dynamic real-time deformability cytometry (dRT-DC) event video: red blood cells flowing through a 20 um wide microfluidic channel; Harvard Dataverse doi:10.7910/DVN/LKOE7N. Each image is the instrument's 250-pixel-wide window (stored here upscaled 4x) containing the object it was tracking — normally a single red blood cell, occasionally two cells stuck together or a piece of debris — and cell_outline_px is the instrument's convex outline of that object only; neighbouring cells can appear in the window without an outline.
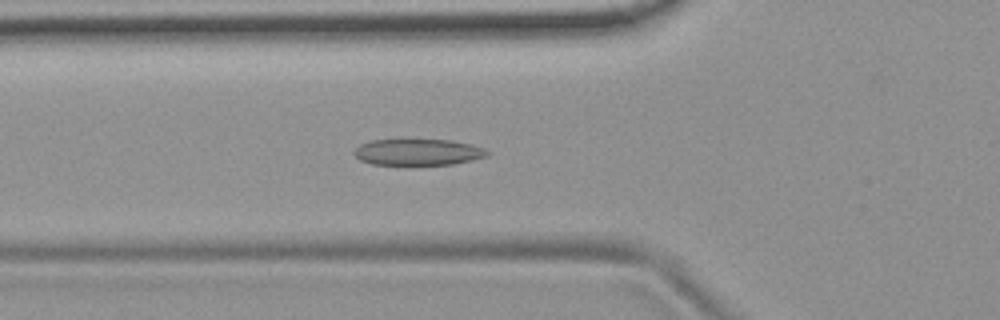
{"species": "common noctule bat (a hibernating species)", "species_latin": "Nyctalus noctula", "temperature_condition": "room temperature", "stored_images_in_passage": 34, "camera_frame_rate_fps": 3000, "um_per_image_px": 0.085, "animal": {"sex": "female", "body_mass_g": 19.9}, "frame": {"image": 1, "passage_image": 4, "time_ms": 1.0, "image_size_px": [1000, 320], "cell_outline_px": [[492, 152], [488, 156], [472, 160], [452, 164], [372, 164], [360, 160], [352, 152], [360, 144], [372, 140], [404, 136], [448, 140], [472, 144], [484, 148]], "centroid_in_image_um": [35.52, 12.87], "position_along_channel_um": 90.3, "area_um2": 21.39}}
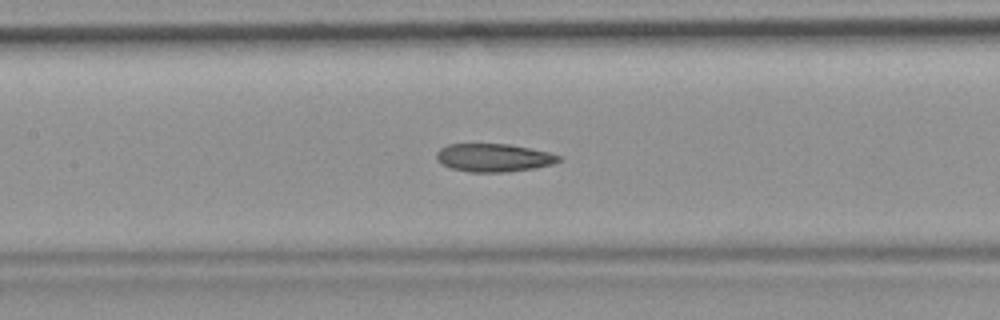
{"frame": {"image": 2, "passage_image": 10, "time_ms": 3.0, "image_size_px": [1000, 320], "cell_outline_px": [[560, 160], [552, 164], [536, 168], [504, 172], [468, 172], [452, 168], [436, 160], [436, 152], [440, 148], [448, 144], [508, 144], [532, 148], [548, 152], [560, 156]], "centroid_in_image_um": [41.95, 13.4], "position_along_channel_um": 165.4, "area_um2": 20.0}}
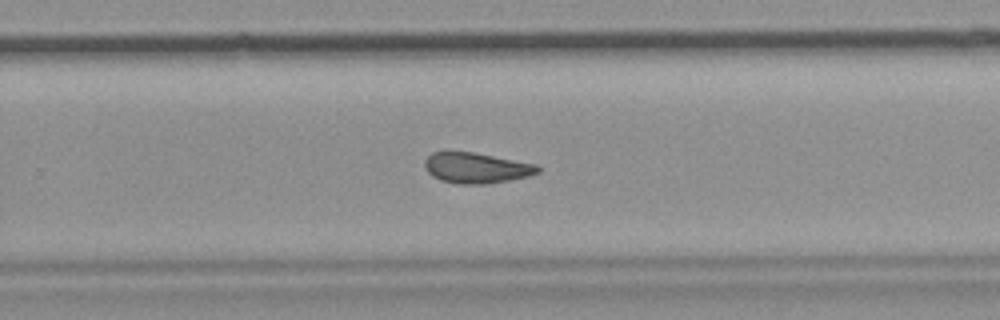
{"frame": {"image": 3, "passage_image": 20, "time_ms": 6.333, "image_size_px": [1000, 320], "cell_outline_px": [[540, 172], [528, 176], [488, 184], [456, 184], [440, 180], [432, 176], [424, 168], [424, 160], [432, 152], [472, 152], [536, 164], [540, 168]], "centroid_in_image_um": [40.46, 14.28], "position_along_channel_um": 289.3, "area_um2": 20.11}, "authors_computed_cell_mechanics": {"area_um2": 20.3745, "velocity_mm_per_s": 3.7381, "shape_relaxation_time_tau1_ms": null, "shape_relaxation_time_tau2_ms": 5.0655, "deformation_change_tau1": null, "deformation_change_tau2": 0.1088}}